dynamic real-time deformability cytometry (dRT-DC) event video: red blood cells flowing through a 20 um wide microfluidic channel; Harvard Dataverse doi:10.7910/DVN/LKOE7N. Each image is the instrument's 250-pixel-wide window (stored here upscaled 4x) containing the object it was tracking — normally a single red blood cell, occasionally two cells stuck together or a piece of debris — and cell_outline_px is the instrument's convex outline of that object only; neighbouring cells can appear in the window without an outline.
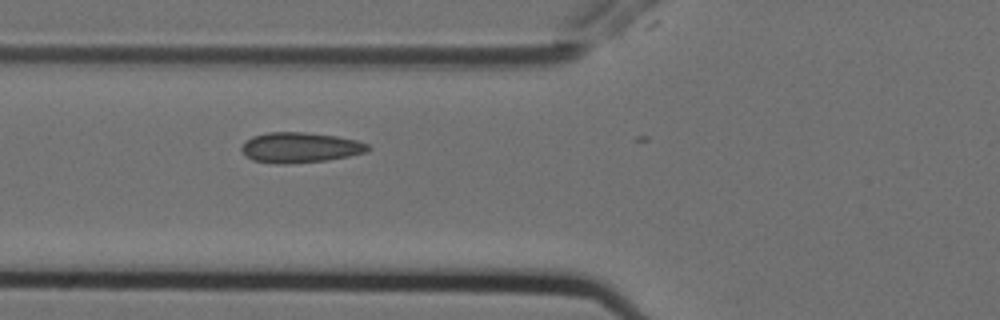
{"species": "Egyptian fruit bat (a non-hibernating species)", "species_latin": "Rousettus aegyptiacus", "temperature_condition": "cold", "stored_images_in_passage": 8, "camera_frame_rate_fps": 3000, "um_per_image_px": 0.085, "animal": {"sex": "female"}, "frame": {"image": 1, "passage_image": 7, "time_ms": 2.0, "image_size_px": [1000, 320], "cell_outline_px": [[372, 148], [368, 152], [328, 160], [288, 164], [276, 164], [252, 160], [244, 156], [240, 148], [244, 140], [252, 136], [268, 132], [304, 132], [336, 136], [356, 140], [368, 144]], "centroid_in_image_um": [25.47, 12.54], "position_along_channel_um": 100.3, "area_um2": 22.66}}
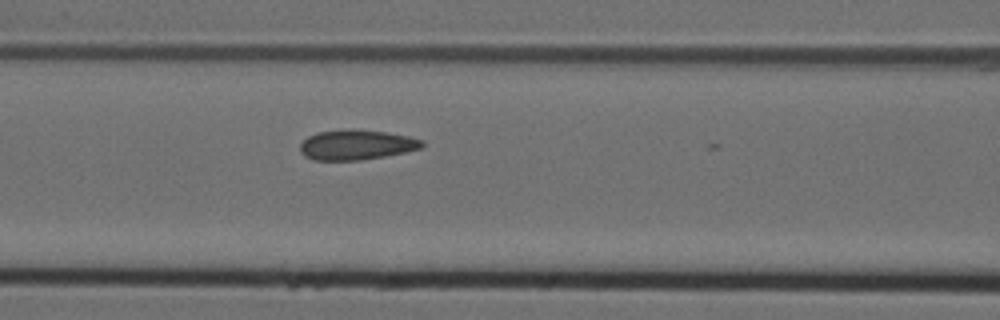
{"frame": {"image": 2, "passage_image": 8, "time_ms": 2.333, "image_size_px": [1000, 320], "cell_outline_px": [[424, 148], [384, 156], [360, 160], [312, 160], [304, 156], [300, 152], [300, 144], [308, 136], [316, 132], [348, 128], [388, 132], [408, 136], [424, 140]], "centroid_in_image_um": [30.29, 12.3], "position_along_channel_um": 136.3, "area_um2": 21.62}}